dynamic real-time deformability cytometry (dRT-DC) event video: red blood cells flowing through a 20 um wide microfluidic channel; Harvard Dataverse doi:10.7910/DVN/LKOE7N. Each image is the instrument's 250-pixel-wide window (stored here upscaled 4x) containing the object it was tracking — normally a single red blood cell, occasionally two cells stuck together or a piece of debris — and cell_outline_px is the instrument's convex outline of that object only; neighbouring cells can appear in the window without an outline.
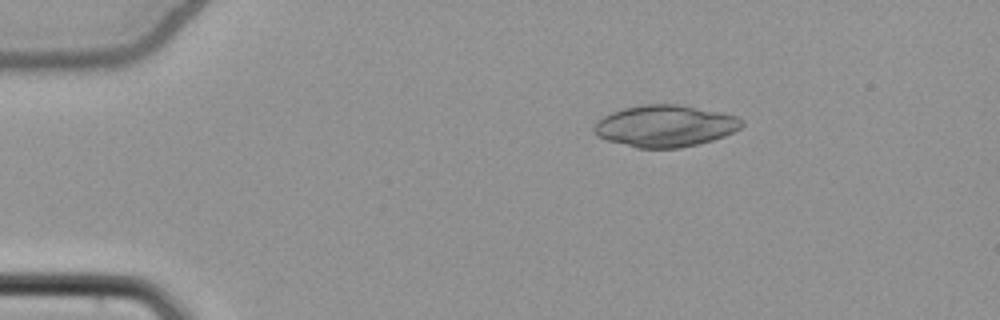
{"species": "common noctule bat (a hibernating species)", "species_latin": "Nyctalus noctula", "temperature_condition": "cold", "stored_images_in_passage": 53, "camera_frame_rate_fps": 3000, "um_per_image_px": 0.085, "animal": {"sex": "female", "body_mass_g": 22.7, "forearm_length_mm": 54.2}, "frame": {"image": 1, "passage_image": 10, "time_ms": 3.0, "image_size_px": [1000, 320], "cell_outline_px": [[744, 124], [740, 128], [724, 136], [712, 140], [680, 148], [636, 148], [608, 140], [596, 136], [592, 128], [604, 116], [612, 112], [624, 108], [644, 104], [676, 104], [720, 112], [740, 116], [744, 120]], "centroid_in_image_um": [56.56, 10.71], "position_along_channel_um": 28.4, "area_um2": 35.84}}